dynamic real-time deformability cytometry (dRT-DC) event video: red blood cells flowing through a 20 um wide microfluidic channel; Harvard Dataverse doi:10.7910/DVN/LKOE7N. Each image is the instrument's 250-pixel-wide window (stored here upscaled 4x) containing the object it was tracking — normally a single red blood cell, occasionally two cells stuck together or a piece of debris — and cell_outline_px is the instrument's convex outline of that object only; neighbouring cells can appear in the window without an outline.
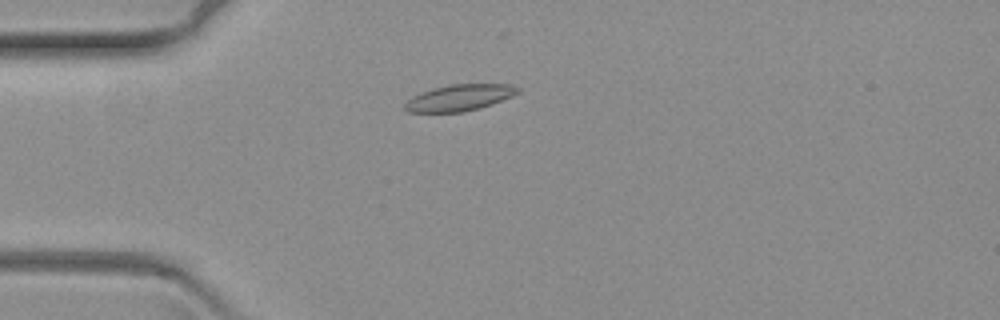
{"species": "common noctule bat (a hibernating species)", "species_latin": "Nyctalus noctula", "temperature_condition": "warm", "stored_images_in_passage": 62, "camera_frame_rate_fps": 3000, "um_per_image_px": 0.085, "animal": {"sex": "female", "body_mass_g": 19.3, "forearm_length_mm": 54.1}, "frame": {"image": 1, "passage_image": 14, "time_ms": 4.333, "image_size_px": [1000, 320], "cell_outline_px": [[520, 92], [512, 96], [492, 104], [480, 108], [460, 112], [408, 112], [404, 108], [404, 104], [412, 96], [420, 92], [432, 88], [448, 84], [508, 84], [520, 88]], "centroid_in_image_um": [39.04, 8.29], "position_along_channel_um": 46.0, "area_um2": 17.4}}
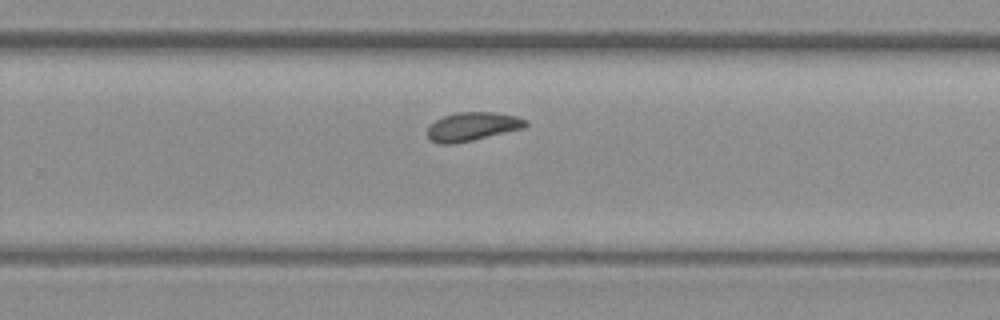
{"frame": {"image": 2, "passage_image": 39, "time_ms": 12.667, "image_size_px": [1000, 320], "cell_outline_px": [[528, 124], [524, 128], [472, 140], [452, 144], [440, 144], [428, 140], [428, 128], [436, 120], [444, 116], [460, 112], [496, 112], [516, 116], [528, 120]], "centroid_in_image_um": [40.17, 10.76], "position_along_channel_um": 289.6, "area_um2": 16.3}}
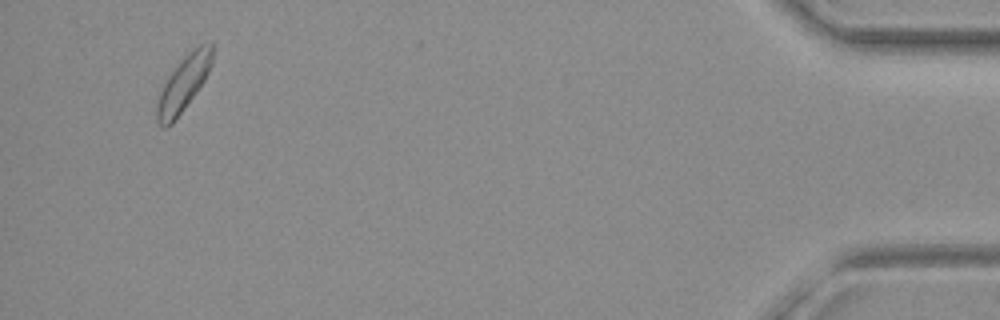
{"frame": {"image": 3, "passage_image": 59, "time_ms": 19.333, "image_size_px": [1000, 320], "cell_outline_px": [[212, 64], [204, 80], [196, 92], [172, 124], [168, 128], [164, 128], [156, 120], [156, 104], [160, 92], [168, 76], [180, 60], [188, 52], [200, 44], [212, 40]], "centroid_in_image_um": [15.59, 7.1], "position_along_channel_um": 419.6, "area_um2": 17.74}}